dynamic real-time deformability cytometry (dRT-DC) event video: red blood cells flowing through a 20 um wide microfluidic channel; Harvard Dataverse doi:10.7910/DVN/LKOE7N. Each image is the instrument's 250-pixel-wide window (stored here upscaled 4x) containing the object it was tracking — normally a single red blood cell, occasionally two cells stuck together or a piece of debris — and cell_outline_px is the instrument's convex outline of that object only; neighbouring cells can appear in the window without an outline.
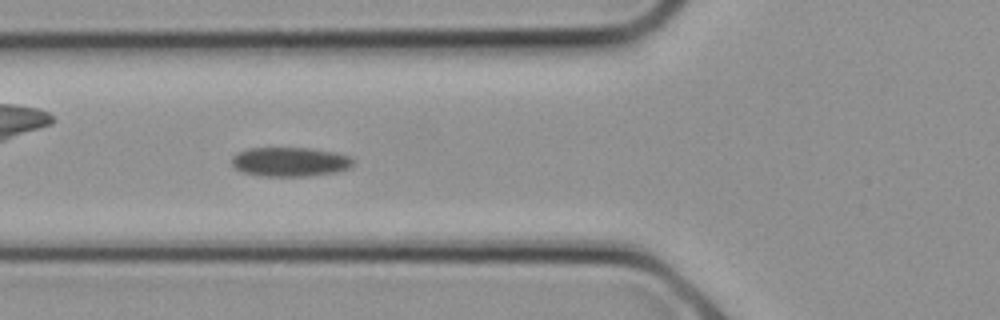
{"species": "common noctule bat (a hibernating species)", "species_latin": "Nyctalus noctula", "temperature_condition": "cold", "stored_images_in_passage": 12, "camera_frame_rate_fps": 3000, "um_per_image_px": 0.085, "animal": {"sex": "female", "body_mass_g": 21.9}, "frame": {"image": 1, "passage_image": 9, "time_ms": 2.667, "image_size_px": [1000, 320], "cell_outline_px": [[356, 160], [352, 168], [336, 172], [308, 176], [260, 176], [244, 172], [236, 168], [232, 164], [232, 156], [236, 152], [248, 148], [312, 148], [336, 152], [352, 156]], "centroid_in_image_um": [24.72, 13.75], "position_along_channel_um": 101.1, "area_um2": 21.1}}
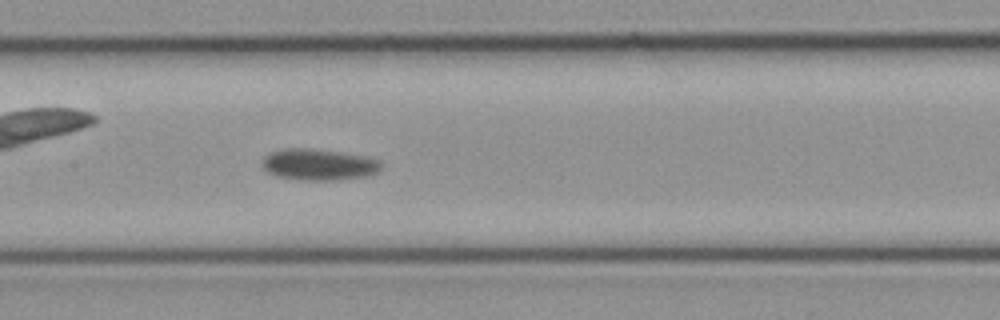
{"frame": {"image": 2, "passage_image": 12, "time_ms": 3.667, "image_size_px": [1000, 320], "cell_outline_px": [[384, 164], [380, 172], [368, 176], [340, 180], [300, 180], [276, 176], [268, 172], [260, 164], [260, 160], [268, 152], [284, 148], [312, 148], [368, 156], [380, 160]], "centroid_in_image_um": [27.11, 13.98], "position_along_channel_um": 180.3, "area_um2": 22.43}}